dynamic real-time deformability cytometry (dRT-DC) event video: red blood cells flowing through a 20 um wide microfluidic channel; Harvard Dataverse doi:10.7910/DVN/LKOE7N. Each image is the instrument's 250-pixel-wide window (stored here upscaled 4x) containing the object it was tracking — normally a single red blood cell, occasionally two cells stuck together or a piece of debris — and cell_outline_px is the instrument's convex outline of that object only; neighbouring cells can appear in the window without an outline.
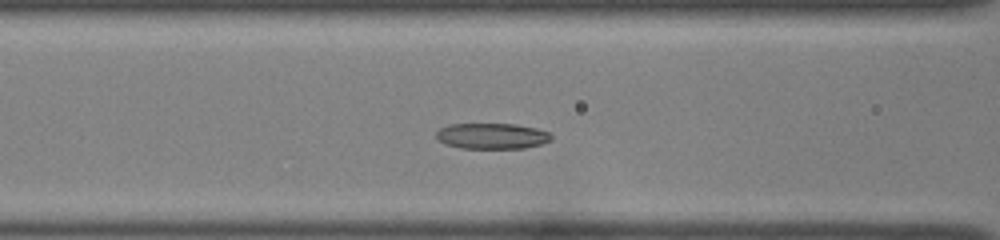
{"species": "common noctule bat (a hibernating species)", "species_latin": "Nyctalus noctula", "temperature_condition": "room temperature", "stored_images_in_passage": 40, "camera_frame_rate_fps": 3000, "um_per_image_px": 0.085, "animal": {"sex": "female", "body_mass_g": 22.0, "forearm_length_mm": 56.7}, "frame": {"image": 1, "passage_image": 12, "time_ms": 3.667, "image_size_px": [1000, 240], "cell_outline_px": [[552, 140], [540, 144], [524, 148], [460, 148], [444, 144], [436, 140], [436, 132], [440, 128], [448, 124], [516, 124], [536, 128], [548, 132], [552, 136]], "centroid_in_image_um": [41.78, 11.56], "position_along_channel_um": 124.8, "area_um2": 17.4}}
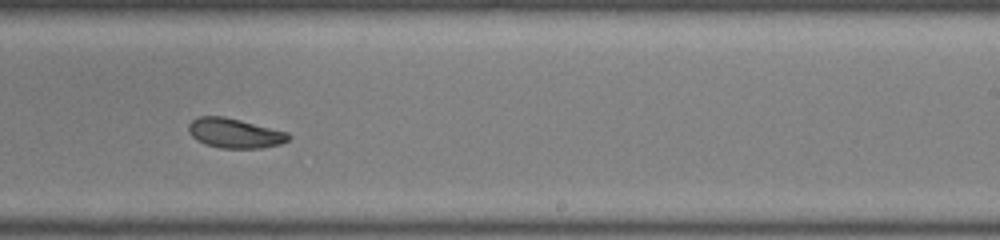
{"frame": {"image": 2, "passage_image": 23, "time_ms": 7.333, "image_size_px": [1000, 240], "cell_outline_px": [[292, 136], [288, 140], [280, 144], [260, 148], [220, 148], [204, 144], [196, 140], [188, 132], [188, 124], [196, 116], [224, 116], [288, 132]], "centroid_in_image_um": [19.92, 11.32], "position_along_channel_um": 269.1, "area_um2": 17.4}}
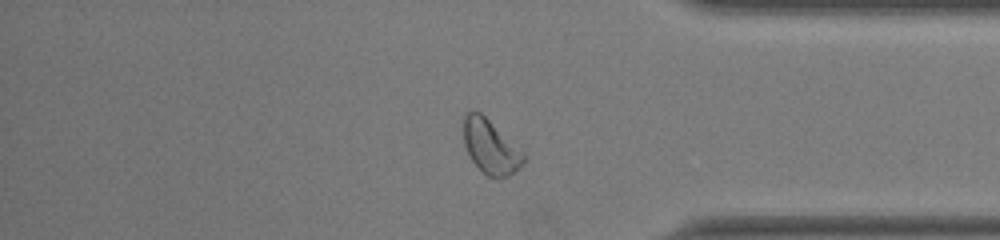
{"frame": {"image": 3, "passage_image": 33, "time_ms": 10.667, "image_size_px": [1000, 240], "cell_outline_px": [[524, 164], [508, 176], [500, 180], [496, 180], [488, 176], [472, 160], [464, 144], [464, 112], [480, 112], [524, 152]], "centroid_in_image_um": [41.71, 12.51], "position_along_channel_um": 393.5, "area_um2": 18.73}, "authors_computed_cell_mechanics": {"area_um2": 17.8891, "velocity_mm_per_s": 3.9472, "shape_relaxation_time_tau1_ms": 6.6454, "shape_relaxation_time_tau2_ms": 3.1621, "deformation_change_tau1": 0.1681, "deformation_change_tau2": 0.0836}}